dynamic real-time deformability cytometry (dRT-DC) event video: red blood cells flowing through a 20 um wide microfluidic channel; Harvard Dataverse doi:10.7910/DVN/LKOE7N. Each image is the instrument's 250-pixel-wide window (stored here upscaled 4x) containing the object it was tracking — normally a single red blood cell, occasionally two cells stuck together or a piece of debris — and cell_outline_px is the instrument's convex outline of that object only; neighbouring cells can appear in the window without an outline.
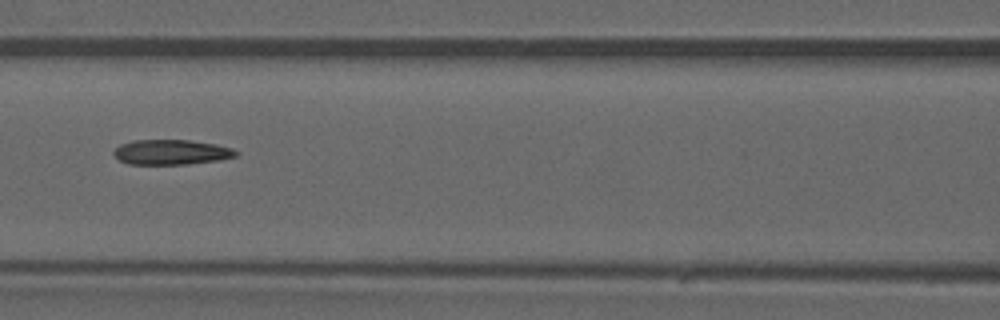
{"species": "common noctule bat (a hibernating species)", "species_latin": "Nyctalus noctula", "temperature_condition": "warm", "stored_images_in_passage": 45, "camera_frame_rate_fps": 3000, "um_per_image_px": 0.085, "animal": {"sex": "male", "forearm_length_mm": 52.5}, "frame": {"image": 1, "passage_image": 20, "time_ms": 6.333, "image_size_px": [1000, 320], "cell_outline_px": [[240, 152], [236, 156], [216, 160], [188, 164], [128, 164], [120, 160], [112, 152], [120, 144], [132, 140], [188, 140], [212, 144], [232, 148]], "centroid_in_image_um": [14.53, 12.93], "position_along_channel_um": 152.1, "area_um2": 17.63}}